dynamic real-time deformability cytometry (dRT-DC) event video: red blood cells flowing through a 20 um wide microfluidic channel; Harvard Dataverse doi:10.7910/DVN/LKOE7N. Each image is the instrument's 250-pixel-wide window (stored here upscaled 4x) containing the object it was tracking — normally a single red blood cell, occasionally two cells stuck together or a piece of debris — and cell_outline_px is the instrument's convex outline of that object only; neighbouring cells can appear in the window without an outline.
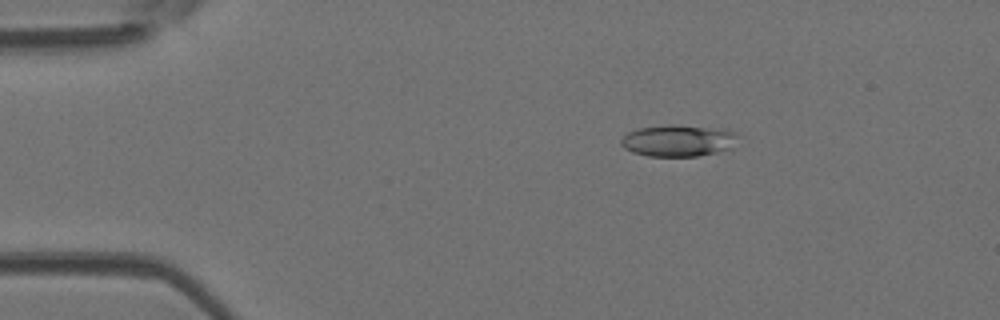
{"species": "Egyptian fruit bat (a non-hibernating species)", "species_latin": "Rousettus aegyptiacus", "temperature_condition": "room temperature", "stored_images_in_passage": 23, "camera_frame_rate_fps": 3000, "um_per_image_px": 0.085, "animal": {"sex": "female"}, "frame": {"image": 1, "passage_image": 8, "time_ms": 2.333, "image_size_px": [1000, 320], "cell_outline_px": [[736, 136], [732, 148], [716, 152], [696, 156], [648, 156], [632, 152], [624, 148], [620, 144], [620, 140], [628, 132], [640, 128], [668, 124], [672, 124], [736, 132]], "centroid_in_image_um": [57.56, 11.97], "position_along_channel_um": 27.4, "area_um2": 21.1}}
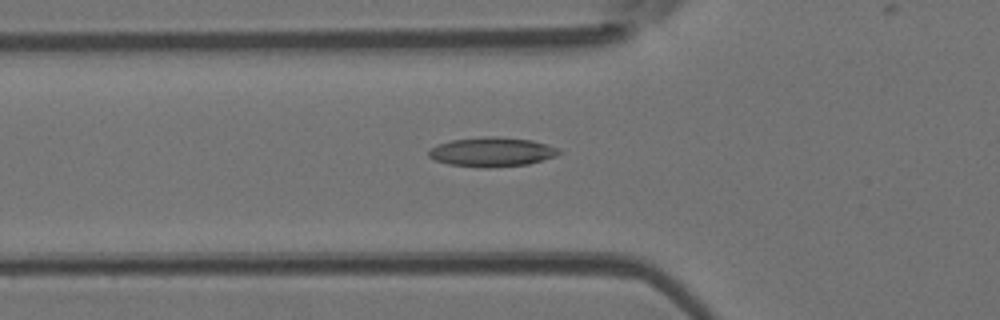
{"frame": {"image": 2, "passage_image": 17, "time_ms": 5.333, "image_size_px": [1000, 320], "cell_outline_px": [[564, 152], [556, 156], [528, 164], [488, 168], [480, 168], [448, 164], [436, 160], [428, 156], [428, 152], [436, 144], [452, 140], [484, 136], [496, 136], [532, 140], [560, 148]], "centroid_in_image_um": [41.84, 12.91], "position_along_channel_um": 84.0, "area_um2": 22.48}}
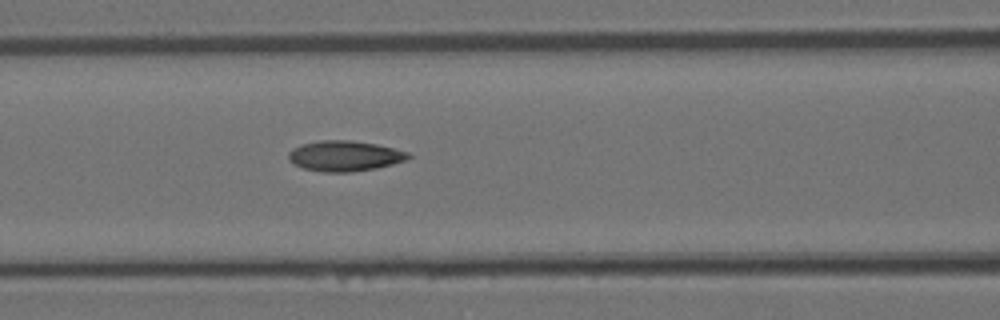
{"frame": {"image": 3, "passage_image": 21, "time_ms": 6.667, "image_size_px": [1000, 320], "cell_outline_px": [[412, 156], [408, 160], [376, 168], [352, 172], [324, 172], [304, 168], [288, 160], [288, 152], [292, 148], [304, 144], [320, 140], [348, 140], [376, 144], [408, 152]], "centroid_in_image_um": [29.31, 13.26], "position_along_channel_um": 137.3, "area_um2": 21.15}}